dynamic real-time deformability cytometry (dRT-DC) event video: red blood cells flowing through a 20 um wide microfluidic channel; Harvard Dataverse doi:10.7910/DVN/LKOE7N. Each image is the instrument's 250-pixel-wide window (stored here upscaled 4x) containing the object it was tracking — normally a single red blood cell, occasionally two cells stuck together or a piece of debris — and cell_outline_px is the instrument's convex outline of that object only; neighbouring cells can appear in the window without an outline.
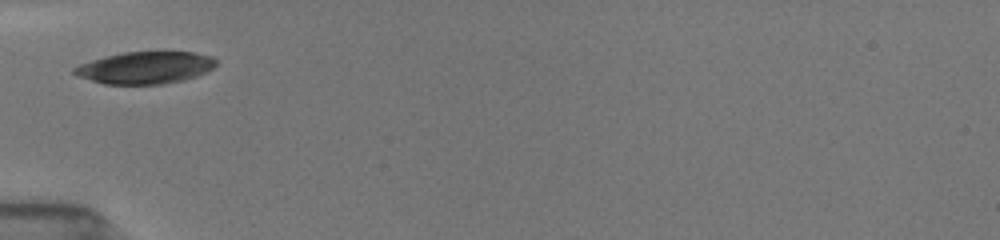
{"species": "common noctule bat (a hibernating species)", "species_latin": "Nyctalus noctula", "temperature_condition": "room temperature", "stored_images_in_passage": 2, "camera_frame_rate_fps": 3000, "um_per_image_px": 0.085, "animal": {"sex": "female", "body_mass_g": 19.5, "forearm_length_mm": 54.1}, "frame": {"image": 1, "passage_image": 1, "time_ms": 0.0, "image_size_px": [1000, 240], "cell_outline_px": [[216, 64], [212, 68], [196, 76], [184, 80], [164, 84], [104, 84], [76, 76], [72, 72], [72, 68], [80, 64], [104, 56], [124, 52], [192, 52], [212, 56], [216, 60]], "centroid_in_image_um": [12.31, 5.75], "position_along_channel_um": 72.7, "area_um2": 26.53}}